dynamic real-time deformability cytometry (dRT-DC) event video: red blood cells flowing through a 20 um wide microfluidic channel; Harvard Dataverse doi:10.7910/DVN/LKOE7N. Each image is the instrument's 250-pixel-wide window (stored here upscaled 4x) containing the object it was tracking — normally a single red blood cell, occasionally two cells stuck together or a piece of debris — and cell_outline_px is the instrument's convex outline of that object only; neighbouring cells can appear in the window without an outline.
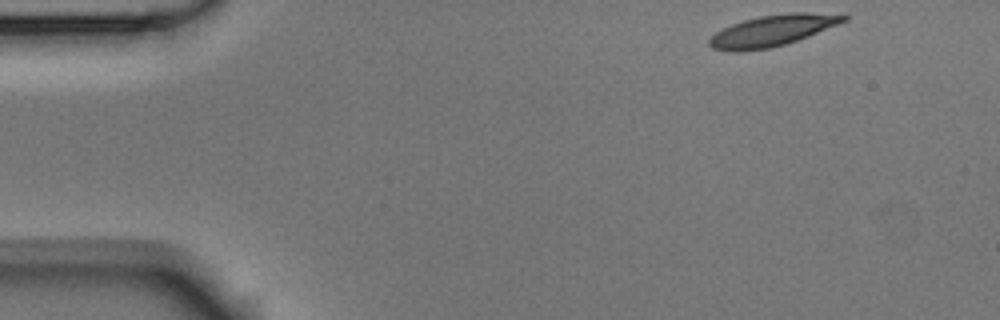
{"species": "Egyptian fruit bat (a non-hibernating species)", "species_latin": "Rousettus aegyptiacus", "temperature_condition": "room temperature", "stored_images_in_passage": 4, "camera_frame_rate_fps": 3000, "um_per_image_px": 0.085, "animal": {"sex": "male"}, "frame": {"image": 1, "passage_image": 1, "time_ms": 0.0, "image_size_px": [1000, 320], "cell_outline_px": [[848, 20], [808, 36], [784, 44], [768, 48], [740, 52], [732, 52], [712, 48], [708, 44], [708, 40], [716, 32], [732, 24], [744, 20], [760, 16], [788, 12], [808, 12], [848, 16]], "centroid_in_image_um": [65.61, 2.6], "position_along_channel_um": 19.4, "area_um2": 24.1}}
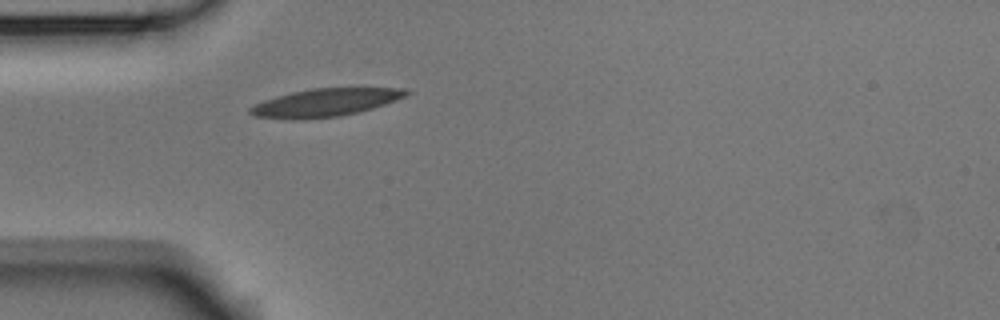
{"frame": {"image": 2, "passage_image": 4, "time_ms": 1.0, "image_size_px": [1000, 320], "cell_outline_px": [[412, 92], [408, 96], [372, 108], [340, 116], [304, 120], [292, 120], [256, 116], [248, 112], [248, 108], [264, 100], [276, 96], [292, 92], [312, 88], [404, 88]], "centroid_in_image_um": [27.65, 8.72], "position_along_channel_um": 57.4, "area_um2": 25.43}}